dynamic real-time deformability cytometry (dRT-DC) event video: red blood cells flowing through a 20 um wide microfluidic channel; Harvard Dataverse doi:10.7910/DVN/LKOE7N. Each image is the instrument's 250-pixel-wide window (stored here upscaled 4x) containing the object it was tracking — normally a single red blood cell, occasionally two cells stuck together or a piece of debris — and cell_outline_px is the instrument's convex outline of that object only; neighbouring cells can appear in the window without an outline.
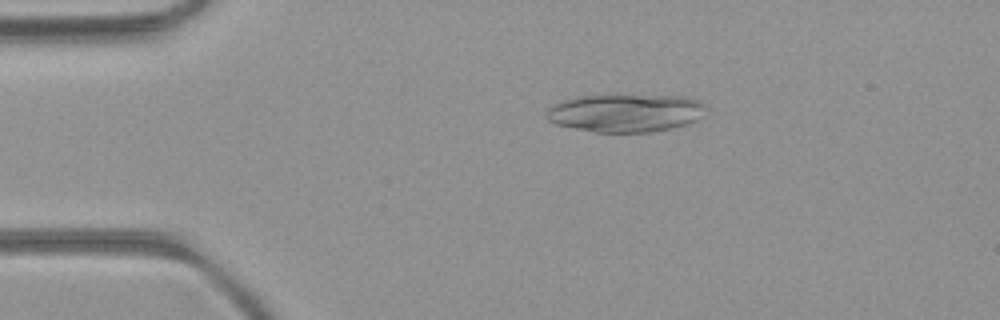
{"species": "common noctule bat (a hibernating species)", "species_latin": "Nyctalus noctula", "temperature_condition": "room temperature", "stored_images_in_passage": 50, "camera_frame_rate_fps": 3000, "um_per_image_px": 0.085, "animal": {"sex": "female", "body_mass_g": 21.9}, "frame": {"image": 1, "passage_image": 10, "time_ms": 3.0, "image_size_px": [1000, 320], "cell_outline_px": [[708, 104], [704, 116], [696, 120], [684, 124], [668, 128], [648, 132], [596, 132], [556, 124], [548, 120], [548, 108], [552, 104], [576, 96], [688, 96]], "centroid_in_image_um": [53.22, 9.59], "position_along_channel_um": 31.8, "area_um2": 35.03}}